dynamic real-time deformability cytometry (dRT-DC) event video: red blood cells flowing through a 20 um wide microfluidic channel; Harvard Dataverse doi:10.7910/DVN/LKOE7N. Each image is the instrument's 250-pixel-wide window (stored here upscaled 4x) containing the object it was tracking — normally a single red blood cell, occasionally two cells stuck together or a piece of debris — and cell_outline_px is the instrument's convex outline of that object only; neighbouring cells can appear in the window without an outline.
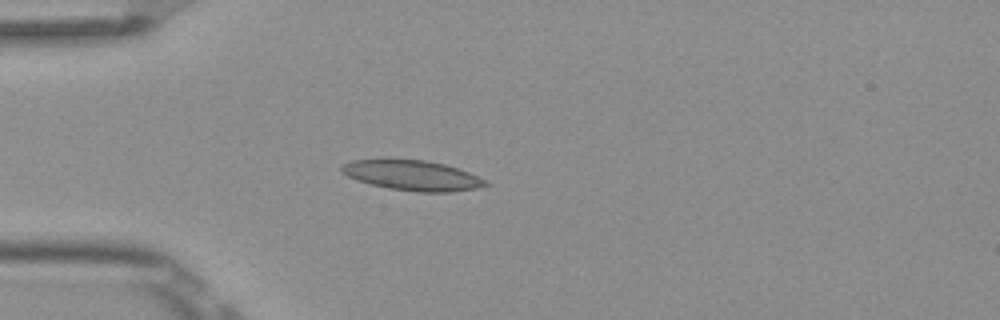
{"species": "Egyptian fruit bat (a non-hibernating species)", "species_latin": "Rousettus aegyptiacus", "temperature_condition": "room temperature", "stored_images_in_passage": 2, "camera_frame_rate_fps": 3000, "um_per_image_px": 0.085, "frame": {"image": 1, "passage_image": 1, "time_ms": 0.0, "image_size_px": [1000, 320], "cell_outline_px": [[488, 184], [476, 188], [452, 192], [416, 192], [388, 188], [356, 180], [340, 172], [340, 168], [344, 164], [352, 160], [424, 160], [444, 164], [468, 172], [488, 180]], "centroid_in_image_um": [35.06, 14.92], "position_along_channel_um": 49.9, "area_um2": 24.97}}